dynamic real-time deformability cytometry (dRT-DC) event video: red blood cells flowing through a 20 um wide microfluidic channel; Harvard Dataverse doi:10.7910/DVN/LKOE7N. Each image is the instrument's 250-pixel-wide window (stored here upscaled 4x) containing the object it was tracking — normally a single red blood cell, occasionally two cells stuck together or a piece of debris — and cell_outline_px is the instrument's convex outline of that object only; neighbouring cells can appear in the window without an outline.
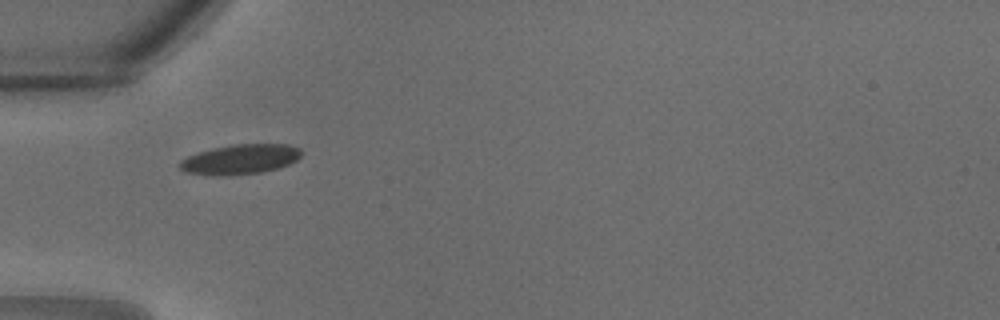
{"species": "common noctule bat (a hibernating species)", "species_latin": "Nyctalus noctula", "temperature_condition": "warm", "stored_images_in_passage": 20, "camera_frame_rate_fps": 3000, "um_per_image_px": 0.085, "animal": {"sex": "male", "body_mass_g": 18.8}, "frame": {"image": 1, "passage_image": 1, "time_ms": 0.0, "image_size_px": [1000, 320], "cell_outline_px": [[304, 152], [296, 160], [280, 168], [260, 172], [228, 176], [204, 176], [184, 172], [176, 164], [180, 160], [188, 156], [212, 148], [232, 144], [288, 144], [300, 148]], "centroid_in_image_um": [20.38, 13.55], "position_along_channel_um": 64.6, "area_um2": 21.62}}
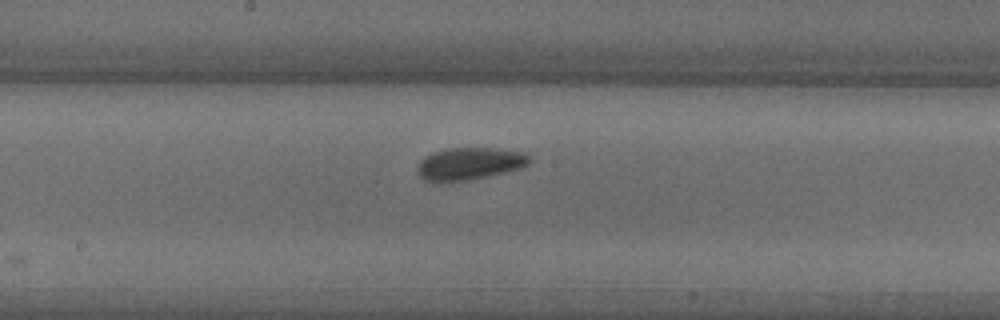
{"frame": {"image": 2, "passage_image": 8, "time_ms": 2.333, "image_size_px": [1000, 320], "cell_outline_px": [[532, 160], [528, 164], [520, 168], [468, 180], [424, 180], [416, 172], [416, 168], [420, 160], [424, 156], [432, 152], [452, 148], [492, 148], [520, 152], [528, 156]], "centroid_in_image_um": [39.87, 13.89], "position_along_channel_um": 208.3, "area_um2": 20.58}}
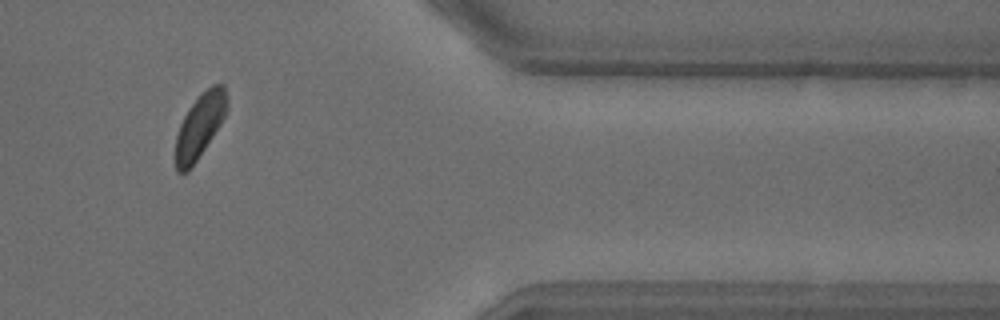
{"frame": {"image": 3, "passage_image": 18, "time_ms": 5.667, "image_size_px": [1000, 320], "cell_outline_px": [[228, 108], [220, 124], [188, 172], [176, 172], [176, 136], [180, 124], [188, 108], [212, 84], [224, 84], [228, 96]], "centroid_in_image_um": [17.0, 10.67], "position_along_channel_um": 394.4, "area_um2": 18.84}}